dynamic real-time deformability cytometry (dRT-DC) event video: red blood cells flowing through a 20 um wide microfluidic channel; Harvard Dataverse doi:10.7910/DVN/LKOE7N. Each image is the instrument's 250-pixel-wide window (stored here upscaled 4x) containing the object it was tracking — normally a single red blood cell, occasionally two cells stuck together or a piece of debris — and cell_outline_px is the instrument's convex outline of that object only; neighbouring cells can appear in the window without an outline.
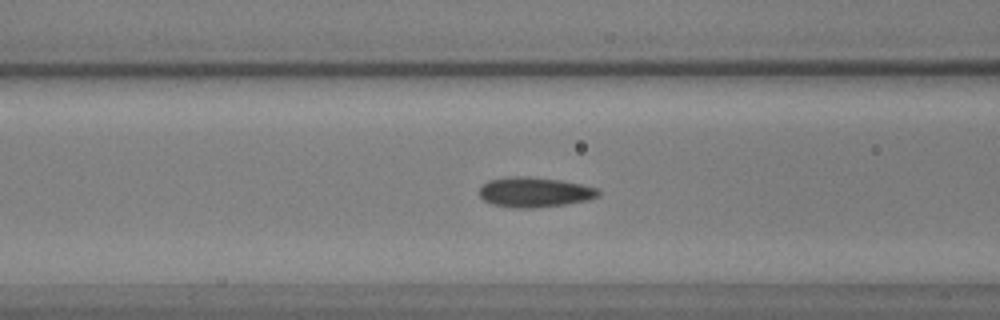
{"species": "common noctule bat (a hibernating species)", "species_latin": "Nyctalus noctula", "temperature_condition": "warm", "stored_images_in_passage": 59, "camera_frame_rate_fps": 3000, "um_per_image_px": 0.085, "animal": {"sex": "male", "body_mass_g": 17.9, "forearm_length_mm": 54.2}, "frame": {"image": 1, "passage_image": 24, "time_ms": 7.667, "image_size_px": [1000, 320], "cell_outline_px": [[600, 196], [588, 200], [564, 204], [536, 208], [516, 208], [492, 204], [484, 200], [480, 196], [480, 188], [488, 180], [504, 176], [528, 176], [560, 180], [580, 184], [596, 188], [600, 192]], "centroid_in_image_um": [45.42, 16.33], "position_along_channel_um": 121.2, "area_um2": 20.87}}
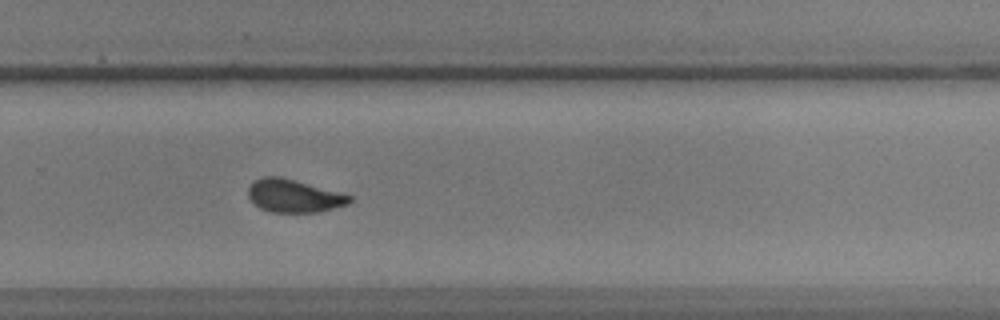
{"frame": {"image": 2, "passage_image": 40, "time_ms": 13.0, "image_size_px": [1000, 320], "cell_outline_px": [[352, 200], [348, 204], [320, 212], [272, 212], [260, 208], [248, 196], [248, 188], [252, 180], [264, 176], [280, 176], [352, 196]], "centroid_in_image_um": [24.95, 16.65], "position_along_channel_um": 304.9, "area_um2": 19.31}}
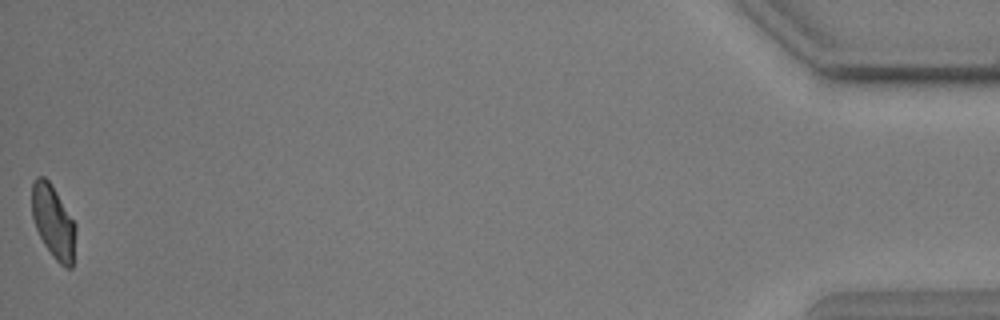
{"frame": {"image": 3, "passage_image": 59, "time_ms": 19.333, "image_size_px": [1000, 320], "cell_outline_px": [[76, 228], [72, 268], [64, 268], [52, 256], [44, 244], [36, 228], [32, 216], [32, 184], [36, 176], [44, 176], [52, 184], [76, 224]], "centroid_in_image_um": [4.54, 18.85], "position_along_channel_um": 430.7, "area_um2": 18.73}}